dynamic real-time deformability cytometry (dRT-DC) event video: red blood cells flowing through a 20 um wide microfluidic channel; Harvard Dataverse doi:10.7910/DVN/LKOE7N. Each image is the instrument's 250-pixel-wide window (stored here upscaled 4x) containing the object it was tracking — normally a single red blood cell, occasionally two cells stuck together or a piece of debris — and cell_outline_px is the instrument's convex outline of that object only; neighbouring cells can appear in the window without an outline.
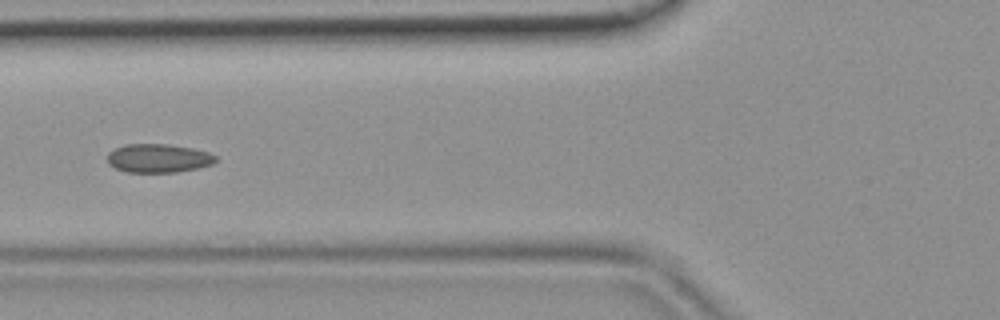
{"species": "common noctule bat (a hibernating species)", "species_latin": "Nyctalus noctula", "temperature_condition": "room temperature", "stored_images_in_passage": 7, "camera_frame_rate_fps": 3000, "um_per_image_px": 0.085, "animal": {"sex": "female", "body_mass_g": 19.9}, "frame": {"image": 1, "passage_image": 6, "time_ms": 1.667, "image_size_px": [1000, 320], "cell_outline_px": [[216, 160], [212, 164], [196, 168], [176, 172], [128, 172], [116, 168], [108, 164], [108, 152], [116, 148], [128, 144], [164, 144], [192, 148], [208, 152], [216, 156]], "centroid_in_image_um": [13.45, 13.45], "position_along_channel_um": 112.4, "area_um2": 17.86}}
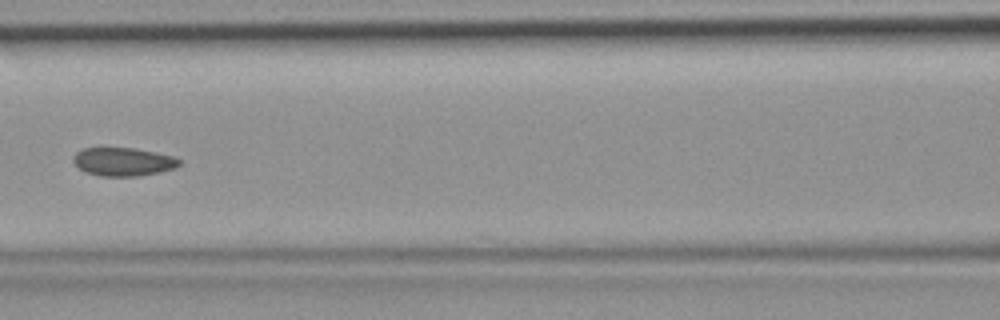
{"frame": {"image": 2, "passage_image": 7, "time_ms": 2.0, "image_size_px": [1000, 320], "cell_outline_px": [[180, 164], [176, 168], [160, 172], [136, 176], [100, 176], [84, 172], [72, 160], [72, 156], [76, 152], [84, 148], [136, 148], [172, 156], [180, 160]], "centroid_in_image_um": [10.45, 13.75], "position_along_channel_um": 156.1, "area_um2": 17.51}}